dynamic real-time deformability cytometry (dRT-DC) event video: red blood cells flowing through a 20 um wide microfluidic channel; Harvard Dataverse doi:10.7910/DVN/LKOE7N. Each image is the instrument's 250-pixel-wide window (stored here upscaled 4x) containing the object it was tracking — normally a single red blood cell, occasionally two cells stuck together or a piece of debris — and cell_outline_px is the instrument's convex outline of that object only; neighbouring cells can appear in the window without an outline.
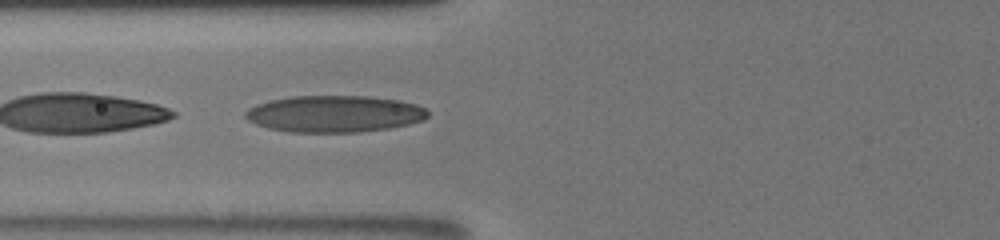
{"species": "human", "species_latin": "Homo sapiens", "temperature_condition": "room temperature", "stored_images_in_passage": 65, "camera_frame_rate_fps": 3000, "um_per_image_px": 0.085, "donor": {"sex": "male"}, "frame": {"image": 1, "passage_image": 10, "time_ms": 1.333, "image_size_px": [1000, 240], "cell_outline_px": [[428, 116], [424, 120], [408, 124], [388, 128], [360, 132], [288, 132], [268, 128], [256, 124], [248, 120], [244, 116], [244, 112], [248, 108], [256, 104], [272, 100], [292, 96], [364, 96], [400, 100], [416, 104], [424, 108], [428, 112]], "centroid_in_image_um": [28.41, 9.68], "position_along_channel_um": 97.4, "area_um2": 39.07}}
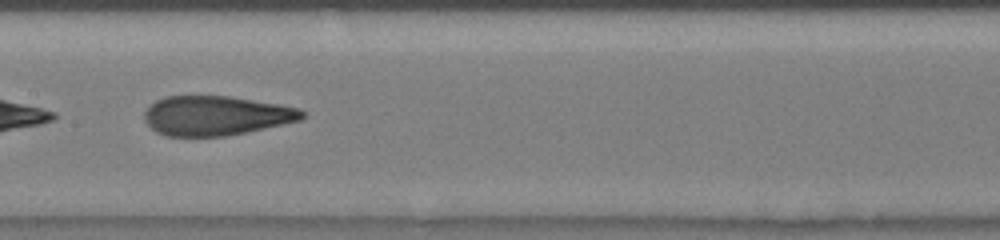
{"frame": {"image": 2, "passage_image": 20, "time_ms": 3.667, "image_size_px": [1000, 240], "cell_outline_px": [[304, 116], [300, 120], [244, 132], [224, 136], [164, 136], [156, 132], [144, 120], [144, 112], [156, 100], [164, 96], [228, 96], [300, 108], [304, 112]], "centroid_in_image_um": [18.31, 9.83], "position_along_channel_um": 189.1, "area_um2": 35.89}}
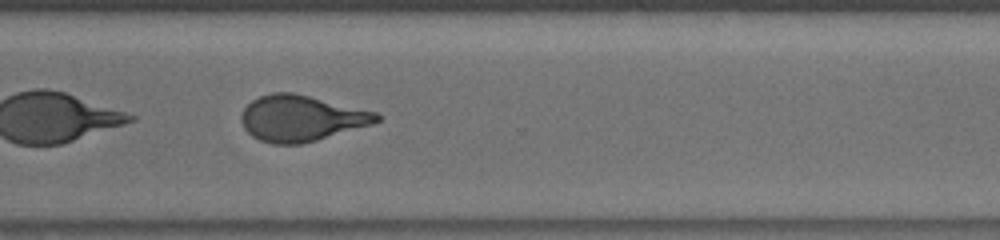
{"frame": {"image": 3, "passage_image": 45, "time_ms": 7.667, "image_size_px": [1000, 240], "cell_outline_px": [[384, 116], [380, 120], [372, 124], [316, 140], [300, 144], [272, 144], [260, 140], [252, 136], [244, 128], [240, 120], [240, 116], [244, 108], [252, 100], [260, 96], [272, 92], [292, 92], [380, 112]], "centroid_in_image_um": [25.62, 10.04], "position_along_channel_um": 345.0, "area_um2": 36.41}, "authors_computed_cell_mechanics": {"area_um2": 36.6452, "velocity_mm_per_s": 3.912, "shape_relaxation_time_tau1_ms": 6.7794, "shape_relaxation_time_tau2_ms": 0.9606, "deformation_change_tau1": 0.2332, "deformation_change_tau2": 0.0889}}